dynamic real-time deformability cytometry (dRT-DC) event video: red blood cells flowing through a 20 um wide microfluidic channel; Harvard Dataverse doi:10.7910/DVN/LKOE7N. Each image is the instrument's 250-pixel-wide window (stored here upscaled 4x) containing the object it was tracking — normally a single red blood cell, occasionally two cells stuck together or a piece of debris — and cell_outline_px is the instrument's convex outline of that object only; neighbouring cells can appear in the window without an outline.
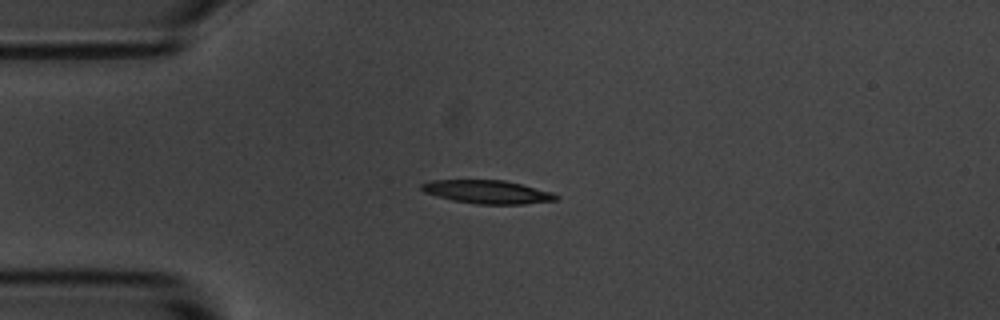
{"species": "common noctule bat (a hibernating species)", "species_latin": "Nyctalus noctula", "temperature_condition": "room temperature", "stored_images_in_passage": 42, "camera_frame_rate_fps": 3000, "um_per_image_px": 0.085, "animal": {"sex": "male", "body_mass_g": 20.1, "forearm_length_mm": 53.5}, "frame": {"image": 1, "passage_image": 1, "time_ms": 0.0, "image_size_px": [1000, 320], "cell_outline_px": [[560, 196], [556, 200], [524, 204], [476, 204], [452, 200], [436, 196], [424, 192], [420, 188], [420, 184], [432, 180], [504, 180], [552, 192]], "centroid_in_image_um": [41.41, 16.31], "position_along_channel_um": 43.6, "area_um2": 18.26}}
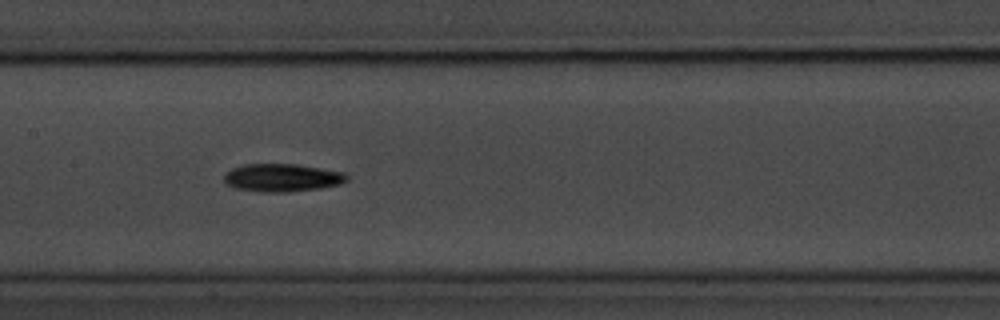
{"frame": {"image": 2, "passage_image": 14, "time_ms": 4.333, "image_size_px": [1000, 320], "cell_outline_px": [[348, 180], [340, 184], [320, 188], [288, 192], [260, 192], [236, 188], [224, 184], [224, 176], [232, 168], [244, 164], [296, 164], [344, 172], [348, 176]], "centroid_in_image_um": [23.97, 15.11], "position_along_channel_um": 183.4, "area_um2": 20.0}}
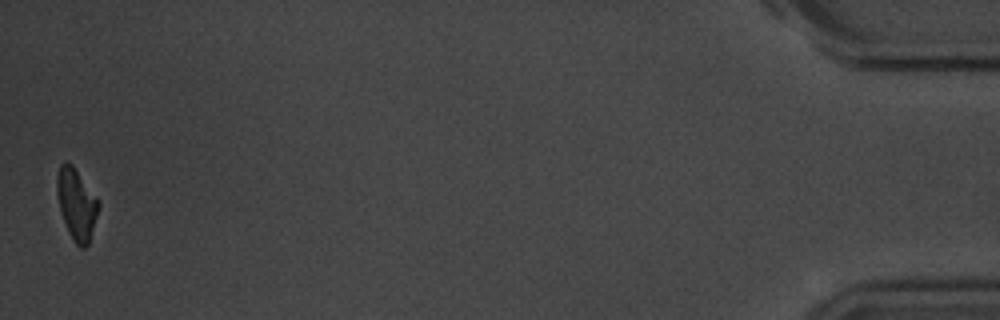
{"frame": {"image": 3, "passage_image": 42, "time_ms": 13.667, "image_size_px": [1000, 320], "cell_outline_px": [[100, 204], [88, 244], [84, 248], [80, 248], [76, 244], [68, 232], [60, 208], [56, 192], [56, 180], [60, 164], [72, 164], [100, 200]], "centroid_in_image_um": [6.51, 17.34], "position_along_channel_um": 428.7, "area_um2": 17.05}, "authors_computed_cell_mechanics": {"area_um2": 18.1781, "velocity_mm_per_s": 3.635, "shape_relaxation_time_tau1_ms": 2.1383, "shape_relaxation_time_tau2_ms": null, "deformation_change_tau1": 0.1384, "deformation_change_tau2": null}}